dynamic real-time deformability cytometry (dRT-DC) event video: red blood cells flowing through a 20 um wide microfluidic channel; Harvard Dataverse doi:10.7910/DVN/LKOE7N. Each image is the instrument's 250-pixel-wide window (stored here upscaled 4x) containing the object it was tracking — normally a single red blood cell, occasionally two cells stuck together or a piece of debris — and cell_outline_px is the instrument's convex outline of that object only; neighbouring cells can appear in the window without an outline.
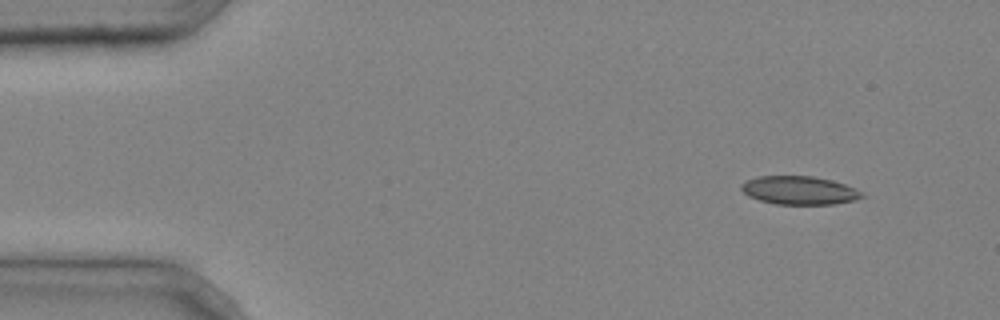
{"species": "common noctule bat (a hibernating species)", "species_latin": "Nyctalus noctula", "temperature_condition": "cold", "stored_images_in_passage": 4, "segment_of_instrument_passage": [1, 2], "camera_frame_rate_fps": 3000, "um_per_image_px": 0.085, "animal": {"sex": "male", "body_mass_g": 20.4}, "frame": {"image": 1, "passage_image": 1, "time_ms": 0.0, "image_size_px": [1000, 320], "cell_outline_px": [[864, 196], [852, 200], [832, 204], [776, 204], [760, 200], [748, 196], [740, 188], [740, 184], [748, 180], [760, 176], [812, 176], [832, 180], [844, 184], [860, 192]], "centroid_in_image_um": [67.88, 16.17], "position_along_channel_um": 17.1, "area_um2": 19.59}}